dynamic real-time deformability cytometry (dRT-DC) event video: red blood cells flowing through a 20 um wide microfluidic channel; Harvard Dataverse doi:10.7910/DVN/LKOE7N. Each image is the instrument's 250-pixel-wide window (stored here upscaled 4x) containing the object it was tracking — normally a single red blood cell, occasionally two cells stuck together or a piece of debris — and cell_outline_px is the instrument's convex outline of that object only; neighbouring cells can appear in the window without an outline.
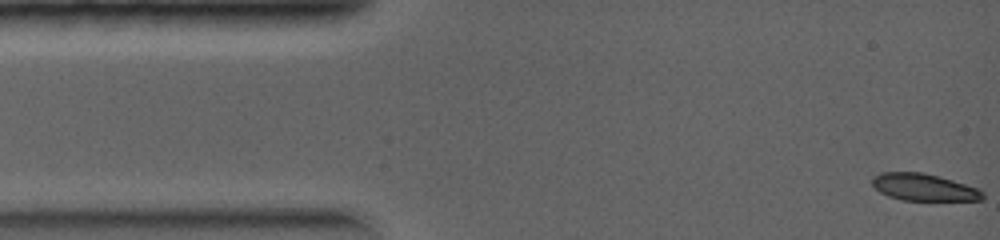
{"species": "common noctule bat (a hibernating species)", "species_latin": "Nyctalus noctula", "temperature_condition": "warm", "stored_images_in_passage": 17, "camera_frame_rate_fps": 5000, "um_per_image_px": 0.085, "animal": {"sex": "female", "body_mass_g": 19.0, "forearm_length_mm": 56.7}, "frame": {"image": 1, "passage_image": 1, "time_ms": 0.0, "image_size_px": [1000, 240], "cell_outline_px": [[984, 200], [904, 200], [888, 196], [880, 192], [872, 184], [872, 176], [880, 172], [924, 172], [952, 180], [976, 188], [984, 192]], "centroid_in_image_um": [78.5, 15.91], "position_along_channel_um": 6.5, "area_um2": 17.34}}
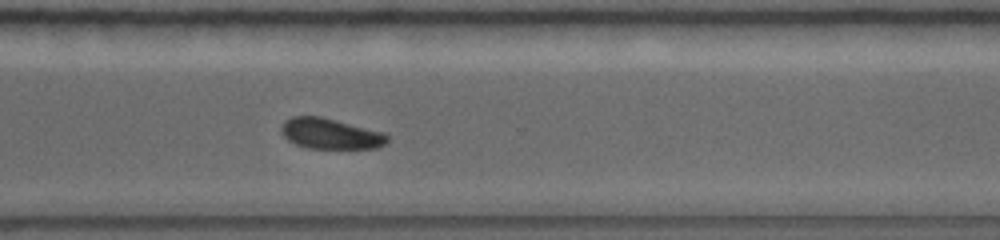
{"frame": {"image": 2, "passage_image": 13, "time_ms": 6.6, "image_size_px": [1000, 240], "cell_outline_px": [[388, 140], [384, 144], [376, 148], [308, 148], [296, 144], [288, 140], [280, 132], [280, 128], [284, 120], [292, 116], [320, 116], [384, 132], [388, 136]], "centroid_in_image_um": [28.06, 11.35], "position_along_channel_um": 342.5, "area_um2": 18.9}}
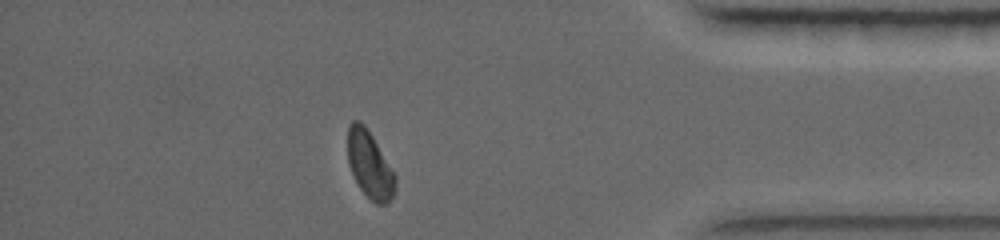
{"frame": {"image": 3, "passage_image": 16, "time_ms": 8.0, "image_size_px": [1000, 240], "cell_outline_px": [[396, 188], [388, 204], [376, 204], [360, 188], [348, 164], [348, 128], [352, 120], [360, 120], [364, 124], [372, 136], [396, 176]], "centroid_in_image_um": [31.43, 14.0], "position_along_channel_um": 403.8, "area_um2": 18.32}}